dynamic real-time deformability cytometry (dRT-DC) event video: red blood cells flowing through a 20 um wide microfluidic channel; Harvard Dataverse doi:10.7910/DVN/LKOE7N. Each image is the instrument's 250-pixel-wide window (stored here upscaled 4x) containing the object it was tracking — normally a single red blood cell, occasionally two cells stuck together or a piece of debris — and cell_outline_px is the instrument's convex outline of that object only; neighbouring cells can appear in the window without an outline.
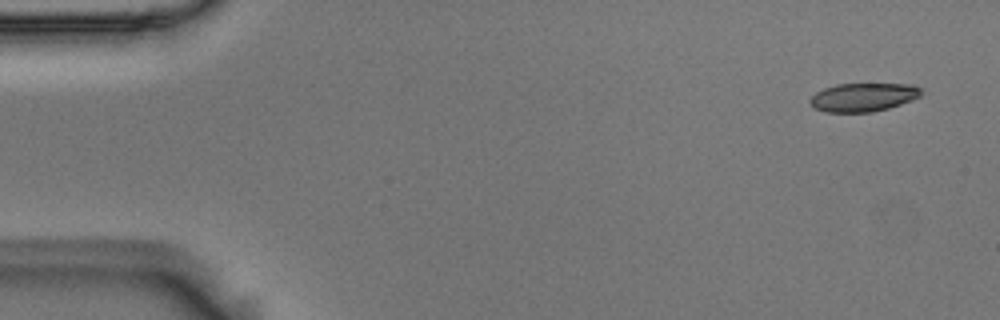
{"species": "Egyptian fruit bat (a non-hibernating species)", "species_latin": "Rousettus aegyptiacus", "temperature_condition": "room temperature", "stored_images_in_passage": 6, "camera_frame_rate_fps": 3000, "um_per_image_px": 0.085, "animal": {"sex": "male"}, "frame": {"image": 1, "passage_image": 1, "time_ms": 0.0, "image_size_px": [1000, 320], "cell_outline_px": [[924, 92], [920, 96], [912, 100], [888, 108], [872, 112], [824, 112], [816, 108], [808, 100], [816, 92], [824, 88], [836, 84], [912, 84], [924, 88]], "centroid_in_image_um": [73.42, 8.25], "position_along_channel_um": 11.6, "area_um2": 18.55}}
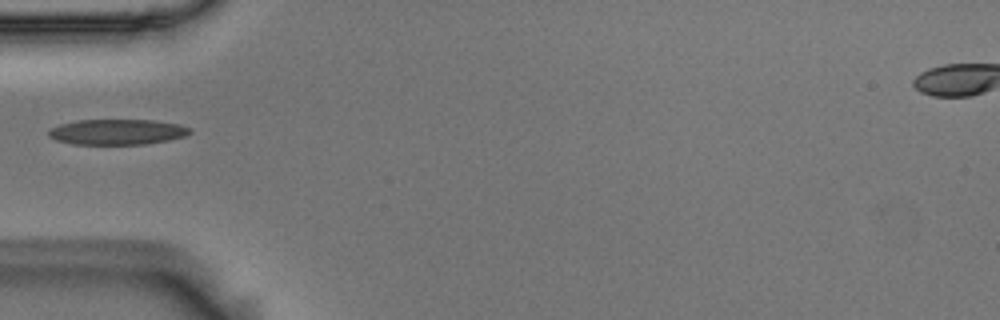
{"frame": {"image": 2, "passage_image": 5, "time_ms": 1.333, "image_size_px": [1000, 320], "cell_outline_px": [[192, 132], [184, 136], [168, 140], [144, 144], [72, 144], [56, 140], [48, 136], [48, 132], [52, 128], [60, 124], [76, 120], [156, 120], [180, 124], [188, 128]], "centroid_in_image_um": [9.95, 11.21], "position_along_channel_um": 75.0, "area_um2": 20.92}}
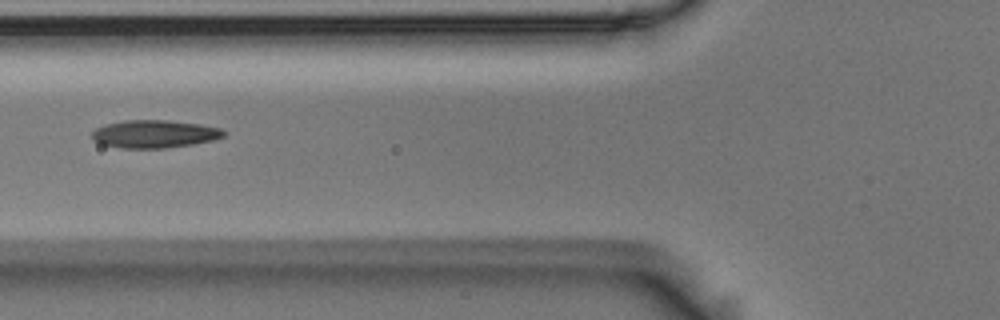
{"frame": {"image": 3, "passage_image": 6, "time_ms": 1.667, "image_size_px": [1000, 320], "cell_outline_px": [[228, 132], [224, 136], [216, 140], [192, 144], [164, 148], [120, 148], [100, 144], [92, 136], [92, 132], [96, 128], [104, 124], [124, 120], [168, 120], [200, 124], [220, 128]], "centroid_in_image_um": [13.15, 11.38], "position_along_channel_um": 112.6, "area_um2": 21.5}}